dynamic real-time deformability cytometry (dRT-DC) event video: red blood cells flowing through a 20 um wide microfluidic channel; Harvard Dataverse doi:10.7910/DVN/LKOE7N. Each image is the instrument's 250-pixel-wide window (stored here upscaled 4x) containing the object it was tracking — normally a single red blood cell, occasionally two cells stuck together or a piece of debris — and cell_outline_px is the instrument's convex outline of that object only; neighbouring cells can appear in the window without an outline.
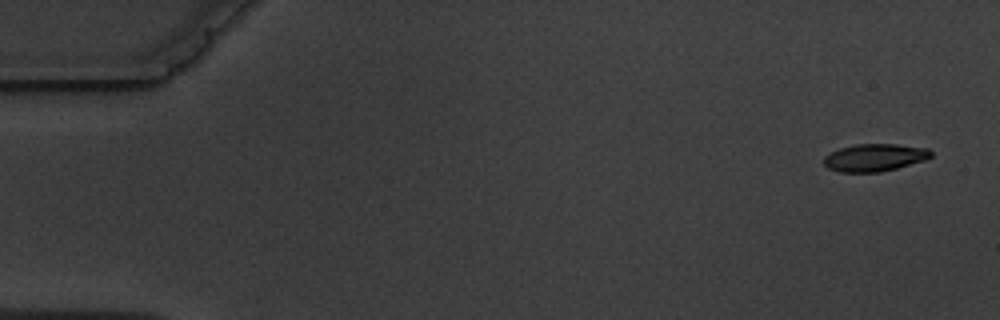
{"species": "common noctule bat (a hibernating species)", "species_latin": "Nyctalus noctula", "temperature_condition": "warm", "stored_images_in_passage": 3, "camera_frame_rate_fps": 3000, "um_per_image_px": 0.085, "animal": {"sex": "male", "body_mass_g": 19.5, "forearm_length_mm": 54.6}, "frame": {"image": 1, "passage_image": 1, "time_ms": 0.0, "image_size_px": [1000, 320], "cell_outline_px": [[932, 156], [924, 160], [896, 168], [880, 172], [840, 172], [828, 168], [824, 164], [824, 156], [840, 148], [856, 144], [896, 144], [928, 148], [932, 152]], "centroid_in_image_um": [74.34, 13.39], "position_along_channel_um": 10.7, "area_um2": 17.05}}